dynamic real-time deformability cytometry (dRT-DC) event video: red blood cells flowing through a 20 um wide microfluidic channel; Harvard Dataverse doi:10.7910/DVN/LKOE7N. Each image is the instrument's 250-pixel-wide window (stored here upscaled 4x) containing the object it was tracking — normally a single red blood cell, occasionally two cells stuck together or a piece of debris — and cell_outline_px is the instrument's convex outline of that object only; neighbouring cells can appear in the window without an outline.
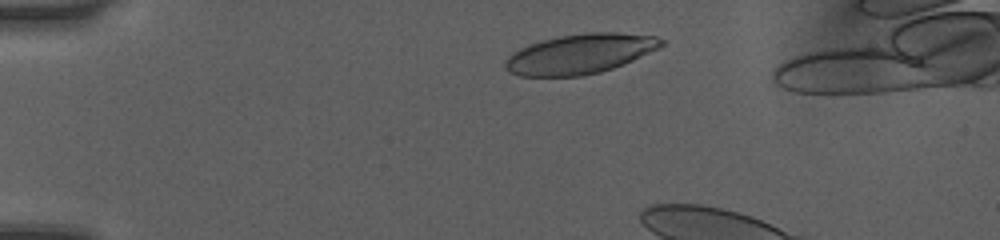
{"species": "human", "species_latin": "Homo sapiens", "temperature_condition": "room temperature", "stored_images_in_passage": 4, "camera_frame_rate_fps": 3000, "um_per_image_px": 0.085, "donor": {"sex": "female"}, "frame": {"image": 1, "passage_image": 2, "time_ms": 0.667, "image_size_px": [1000, 240], "cell_outline_px": [[664, 44], [660, 48], [624, 64], [600, 72], [580, 76], [520, 76], [512, 72], [504, 64], [508, 56], [520, 48], [528, 44], [540, 40], [560, 36], [588, 32], [616, 32], [656, 36], [664, 40]], "centroid_in_image_um": [49.34, 4.57], "position_along_channel_um": 35.7, "area_um2": 36.13}}